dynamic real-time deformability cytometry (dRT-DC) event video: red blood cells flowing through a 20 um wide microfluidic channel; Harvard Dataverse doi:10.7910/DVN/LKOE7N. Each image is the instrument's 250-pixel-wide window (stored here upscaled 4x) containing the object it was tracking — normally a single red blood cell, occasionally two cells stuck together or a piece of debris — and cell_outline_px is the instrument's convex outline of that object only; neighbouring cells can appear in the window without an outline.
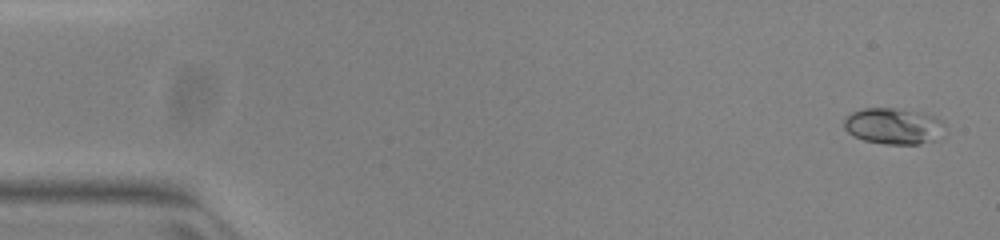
{"species": "common noctule bat (a hibernating species)", "species_latin": "Nyctalus noctula", "temperature_condition": "warm", "stored_images_in_passage": 52, "camera_frame_rate_fps": 3000, "um_per_image_px": 0.085, "animal": {"sex": "female", "body_mass_g": 23.0, "forearm_length_mm": 53.4}, "frame": {"image": 1, "passage_image": 2, "time_ms": 0.333, "image_size_px": [1000, 240], "cell_outline_px": [[944, 136], [936, 140], [920, 144], [884, 144], [864, 140], [852, 136], [844, 128], [844, 116], [852, 112], [864, 108], [896, 108], [924, 112], [936, 116], [944, 120]], "centroid_in_image_um": [76.0, 10.71], "position_along_channel_um": 9.0, "area_um2": 21.91}}
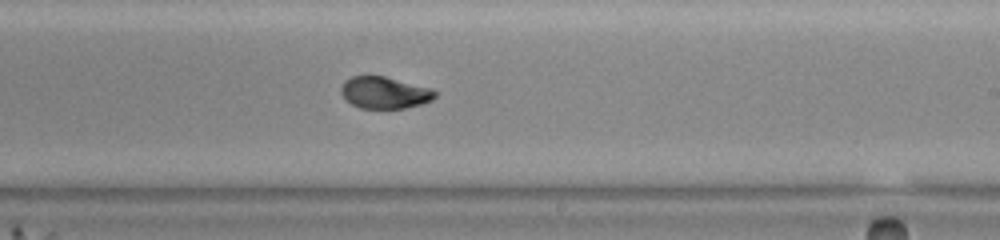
{"frame": {"image": 2, "passage_image": 31, "time_ms": 10.0, "image_size_px": [1000, 240], "cell_outline_px": [[440, 92], [432, 100], [420, 104], [404, 108], [360, 108], [352, 104], [340, 92], [340, 88], [344, 80], [352, 76], [384, 76], [432, 88]], "centroid_in_image_um": [32.72, 7.86], "position_along_channel_um": 256.3, "area_um2": 17.46}}
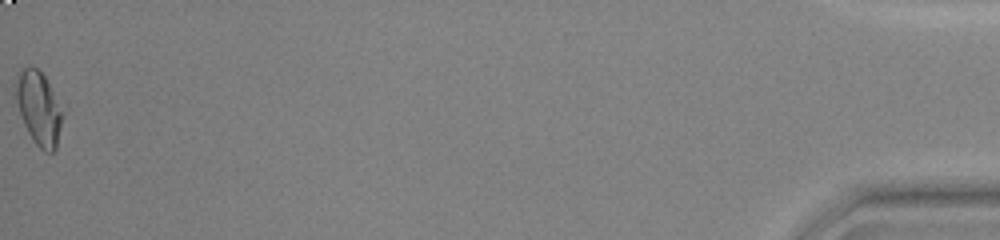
{"frame": {"image": 3, "passage_image": 52, "time_ms": 17.0, "image_size_px": [1000, 240], "cell_outline_px": [[64, 116], [56, 148], [52, 152], [44, 152], [32, 140], [20, 116], [16, 100], [16, 80], [20, 68], [28, 64], [36, 68], [44, 76], [64, 112]], "centroid_in_image_um": [3.3, 9.2], "position_along_channel_um": 431.9, "area_um2": 20.11}, "authors_computed_cell_mechanics": {"area_um2": 18.0914, "velocity_mm_per_s": 3.9767, "shape_relaxation_time_tau1_ms": 9.5698, "shape_relaxation_time_tau2_ms": 0.635, "deformation_change_tau1": 0.2641, "deformation_change_tau2": 0.0315}}